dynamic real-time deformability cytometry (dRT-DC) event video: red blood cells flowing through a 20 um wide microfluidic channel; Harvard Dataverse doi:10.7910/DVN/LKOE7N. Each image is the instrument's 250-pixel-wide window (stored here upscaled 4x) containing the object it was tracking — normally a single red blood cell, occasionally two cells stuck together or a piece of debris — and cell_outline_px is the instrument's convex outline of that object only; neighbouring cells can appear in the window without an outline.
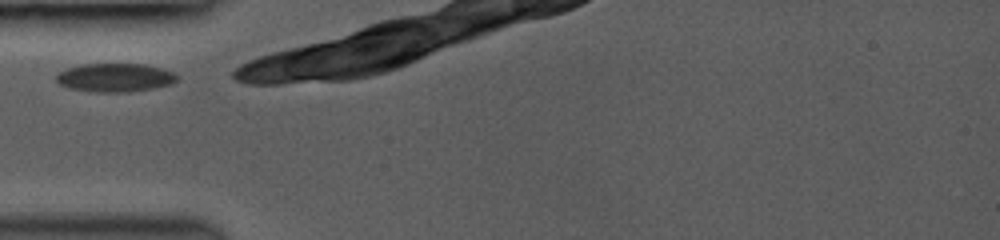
{"species": "common noctule bat (a hibernating species)", "species_latin": "Nyctalus noctula", "temperature_condition": "room temperature", "stored_images_in_passage": 7, "camera_frame_rate_fps": 3000, "um_per_image_px": 0.085, "animal": {"sex": "female", "body_mass_g": 19.0, "forearm_length_mm": 53.3}, "frame": {"image": 1, "passage_image": 1, "time_ms": 0.0, "image_size_px": [1000, 240], "cell_outline_px": [[180, 76], [172, 84], [152, 88], [128, 92], [96, 92], [68, 88], [60, 84], [56, 80], [56, 76], [60, 72], [68, 68], [80, 64], [144, 64], [160, 68], [172, 72]], "centroid_in_image_um": [9.78, 6.59], "position_along_channel_um": 75.2, "area_um2": 20.0}}